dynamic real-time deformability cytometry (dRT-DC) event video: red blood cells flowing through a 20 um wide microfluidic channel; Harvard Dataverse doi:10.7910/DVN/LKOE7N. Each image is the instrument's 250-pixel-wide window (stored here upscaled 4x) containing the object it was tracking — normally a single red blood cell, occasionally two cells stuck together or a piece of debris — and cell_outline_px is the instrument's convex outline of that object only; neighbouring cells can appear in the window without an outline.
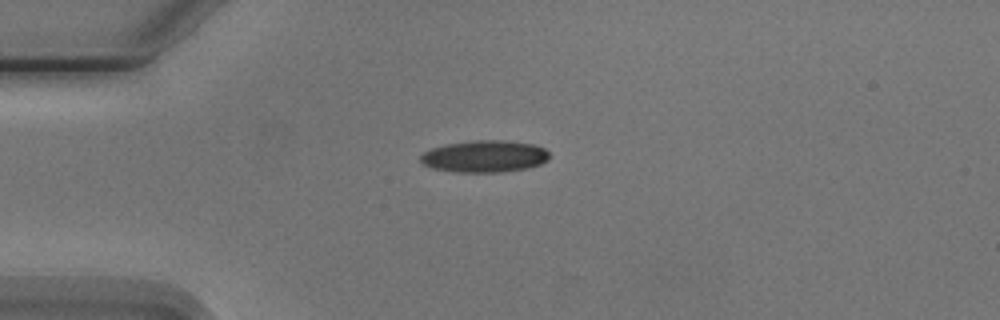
{"species": "Egyptian fruit bat (a non-hibernating species)", "species_latin": "Rousettus aegyptiacus", "temperature_condition": "cold", "stored_images_in_passage": 6, "camera_frame_rate_fps": 3000, "um_per_image_px": 0.085, "animal": {"sex": "male"}, "frame": {"image": 1, "passage_image": 3, "time_ms": 2.333, "image_size_px": [1000, 320], "cell_outline_px": [[552, 156], [548, 160], [540, 164], [528, 168], [504, 172], [452, 172], [432, 168], [424, 164], [420, 160], [420, 156], [424, 152], [432, 148], [444, 144], [476, 140], [504, 140], [532, 144], [544, 148]], "centroid_in_image_um": [41.2, 13.29], "position_along_channel_um": 43.8, "area_um2": 24.16}}
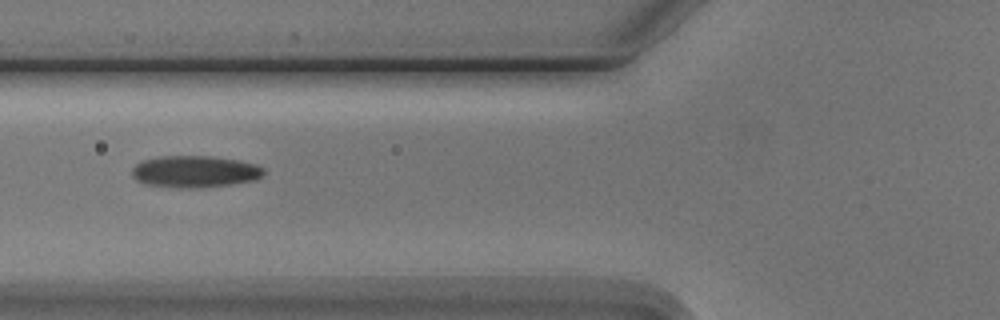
{"frame": {"image": 2, "passage_image": 5, "time_ms": 4.667, "image_size_px": [1000, 320], "cell_outline_px": [[264, 176], [256, 180], [232, 184], [200, 188], [180, 188], [144, 184], [136, 180], [132, 176], [132, 168], [136, 164], [144, 160], [160, 156], [208, 156], [236, 160], [256, 164], [264, 168]], "centroid_in_image_um": [16.57, 14.59], "position_along_channel_um": 109.2, "area_um2": 24.57}}
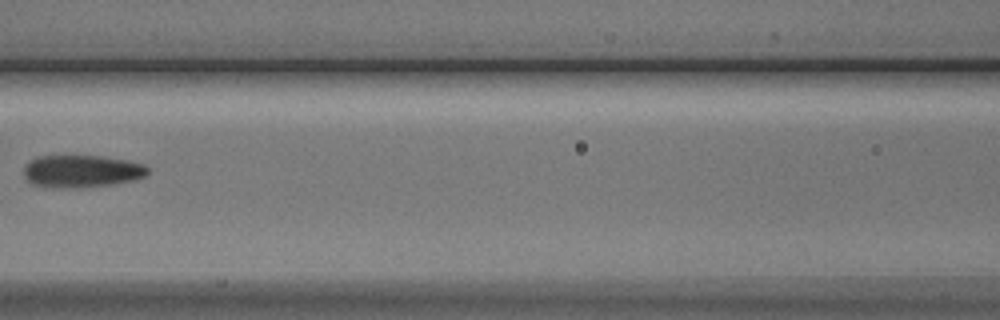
{"frame": {"image": 3, "passage_image": 6, "time_ms": 6.0, "image_size_px": [1000, 320], "cell_outline_px": [[148, 172], [144, 176], [132, 180], [108, 184], [32, 184], [24, 176], [24, 164], [36, 156], [100, 156], [128, 160], [144, 164], [148, 168]], "centroid_in_image_um": [6.96, 14.47], "position_along_channel_um": 159.6, "area_um2": 21.96}}